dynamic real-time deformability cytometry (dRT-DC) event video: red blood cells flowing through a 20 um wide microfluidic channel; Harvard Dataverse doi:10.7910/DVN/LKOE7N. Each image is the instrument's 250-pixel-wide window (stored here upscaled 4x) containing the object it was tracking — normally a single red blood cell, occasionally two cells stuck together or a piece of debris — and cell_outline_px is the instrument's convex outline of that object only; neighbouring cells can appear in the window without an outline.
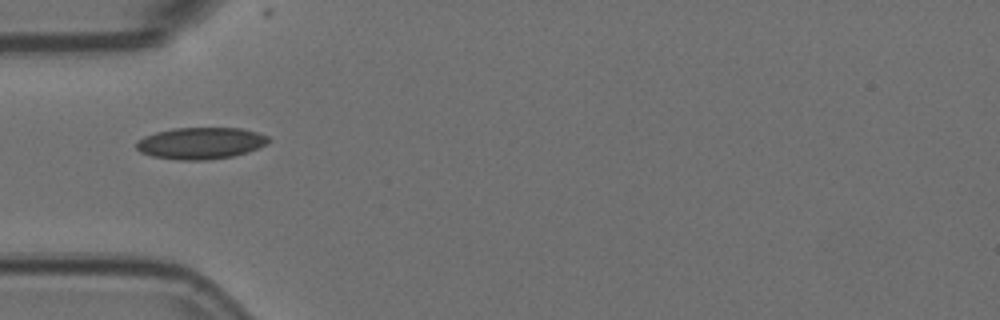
{"species": "Egyptian fruit bat (a non-hibernating species)", "species_latin": "Rousettus aegyptiacus", "temperature_condition": "room temperature", "stored_images_in_passage": 4, "camera_frame_rate_fps": 3000, "um_per_image_px": 0.085, "animal": {"sex": "female"}, "frame": {"image": 1, "passage_image": 1, "time_ms": 0.0, "image_size_px": [1000, 320], "cell_outline_px": [[272, 140], [268, 144], [248, 152], [232, 156], [208, 160], [180, 160], [152, 156], [140, 152], [136, 148], [136, 140], [144, 136], [156, 132], [172, 128], [240, 128], [256, 132], [268, 136]], "centroid_in_image_um": [17.06, 12.17], "position_along_channel_um": 67.9, "area_um2": 24.57}}
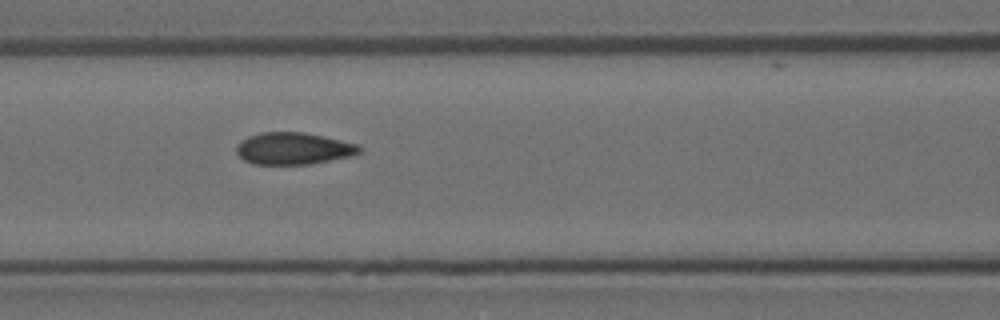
{"frame": {"image": 2, "passage_image": 3, "time_ms": 0.667, "image_size_px": [1000, 320], "cell_outline_px": [[364, 148], [360, 152], [348, 156], [308, 164], [252, 164], [244, 160], [236, 152], [236, 144], [240, 140], [248, 136], [260, 132], [304, 132], [324, 136], [356, 144]], "centroid_in_image_um": [24.89, 12.61], "position_along_channel_um": 141.7, "area_um2": 22.83}}
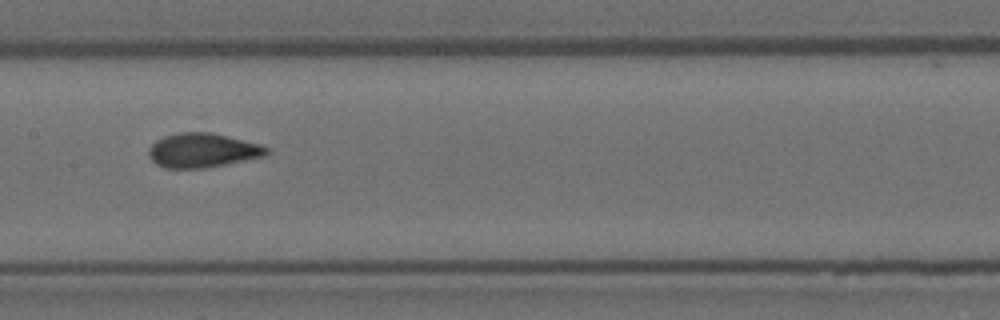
{"frame": {"image": 3, "passage_image": 4, "time_ms": 1.0, "image_size_px": [1000, 320], "cell_outline_px": [[268, 152], [264, 156], [224, 164], [200, 168], [164, 168], [156, 164], [148, 156], [148, 148], [156, 140], [164, 136], [180, 132], [212, 132], [260, 144], [268, 148]], "centroid_in_image_um": [17.17, 12.77], "position_along_channel_um": 190.2, "area_um2": 23.41}}